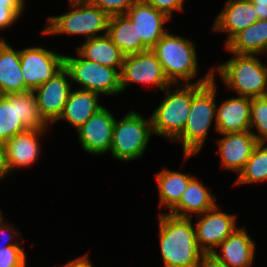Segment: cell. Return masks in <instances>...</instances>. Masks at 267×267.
I'll return each mask as SVG.
<instances>
[{"label": "cell", "instance_id": "33", "mask_svg": "<svg viewBox=\"0 0 267 267\" xmlns=\"http://www.w3.org/2000/svg\"><path fill=\"white\" fill-rule=\"evenodd\" d=\"M25 6H0V30L10 27L19 19Z\"/></svg>", "mask_w": 267, "mask_h": 267}, {"label": "cell", "instance_id": "28", "mask_svg": "<svg viewBox=\"0 0 267 267\" xmlns=\"http://www.w3.org/2000/svg\"><path fill=\"white\" fill-rule=\"evenodd\" d=\"M266 146V147H265ZM235 184H249L267 181V145L258 143L248 163L239 172Z\"/></svg>", "mask_w": 267, "mask_h": 267}, {"label": "cell", "instance_id": "20", "mask_svg": "<svg viewBox=\"0 0 267 267\" xmlns=\"http://www.w3.org/2000/svg\"><path fill=\"white\" fill-rule=\"evenodd\" d=\"M251 98H228L219 108L216 106L215 130L220 133L250 131Z\"/></svg>", "mask_w": 267, "mask_h": 267}, {"label": "cell", "instance_id": "36", "mask_svg": "<svg viewBox=\"0 0 267 267\" xmlns=\"http://www.w3.org/2000/svg\"><path fill=\"white\" fill-rule=\"evenodd\" d=\"M253 3L259 20L267 19V0H249Z\"/></svg>", "mask_w": 267, "mask_h": 267}, {"label": "cell", "instance_id": "14", "mask_svg": "<svg viewBox=\"0 0 267 267\" xmlns=\"http://www.w3.org/2000/svg\"><path fill=\"white\" fill-rule=\"evenodd\" d=\"M114 123L115 118L104 106L94 113L77 129L83 150L93 155L110 151Z\"/></svg>", "mask_w": 267, "mask_h": 267}, {"label": "cell", "instance_id": "11", "mask_svg": "<svg viewBox=\"0 0 267 267\" xmlns=\"http://www.w3.org/2000/svg\"><path fill=\"white\" fill-rule=\"evenodd\" d=\"M121 93L131 83H145L164 91L173 86L166 78L162 65L152 50L127 55L121 70Z\"/></svg>", "mask_w": 267, "mask_h": 267}, {"label": "cell", "instance_id": "17", "mask_svg": "<svg viewBox=\"0 0 267 267\" xmlns=\"http://www.w3.org/2000/svg\"><path fill=\"white\" fill-rule=\"evenodd\" d=\"M257 144L251 131L224 133L223 138L218 140L221 166L239 174Z\"/></svg>", "mask_w": 267, "mask_h": 267}, {"label": "cell", "instance_id": "15", "mask_svg": "<svg viewBox=\"0 0 267 267\" xmlns=\"http://www.w3.org/2000/svg\"><path fill=\"white\" fill-rule=\"evenodd\" d=\"M126 15L135 28L137 40H141L148 50H151L167 32L163 26L170 18L143 0L131 6Z\"/></svg>", "mask_w": 267, "mask_h": 267}, {"label": "cell", "instance_id": "30", "mask_svg": "<svg viewBox=\"0 0 267 267\" xmlns=\"http://www.w3.org/2000/svg\"><path fill=\"white\" fill-rule=\"evenodd\" d=\"M23 247L9 246L0 250V267H26V255Z\"/></svg>", "mask_w": 267, "mask_h": 267}, {"label": "cell", "instance_id": "1", "mask_svg": "<svg viewBox=\"0 0 267 267\" xmlns=\"http://www.w3.org/2000/svg\"><path fill=\"white\" fill-rule=\"evenodd\" d=\"M158 219L164 267H202L207 256L198 247L192 218L159 213Z\"/></svg>", "mask_w": 267, "mask_h": 267}, {"label": "cell", "instance_id": "12", "mask_svg": "<svg viewBox=\"0 0 267 267\" xmlns=\"http://www.w3.org/2000/svg\"><path fill=\"white\" fill-rule=\"evenodd\" d=\"M198 217V218H197ZM195 234L200 250L209 257L217 247L236 229V216L212 209L196 215Z\"/></svg>", "mask_w": 267, "mask_h": 267}, {"label": "cell", "instance_id": "3", "mask_svg": "<svg viewBox=\"0 0 267 267\" xmlns=\"http://www.w3.org/2000/svg\"><path fill=\"white\" fill-rule=\"evenodd\" d=\"M216 67L226 87L239 96L249 98L267 96V66L258 55L236 54Z\"/></svg>", "mask_w": 267, "mask_h": 267}, {"label": "cell", "instance_id": "4", "mask_svg": "<svg viewBox=\"0 0 267 267\" xmlns=\"http://www.w3.org/2000/svg\"><path fill=\"white\" fill-rule=\"evenodd\" d=\"M151 50L155 53L171 84L175 86L179 81L192 84L199 68L193 42L166 32Z\"/></svg>", "mask_w": 267, "mask_h": 267}, {"label": "cell", "instance_id": "34", "mask_svg": "<svg viewBox=\"0 0 267 267\" xmlns=\"http://www.w3.org/2000/svg\"><path fill=\"white\" fill-rule=\"evenodd\" d=\"M3 218L4 217H2V216L0 217V250H1V248H5V247H9V246H19L18 242H20V240L19 241L17 240L16 242L12 241L15 238V237H13L14 235H16L17 237L20 236V235H18V231H15V228L14 227L11 228L8 224L5 225L3 223ZM7 234H8V237H5ZM12 234H13V236H12ZM2 235H5L4 237L6 238V240Z\"/></svg>", "mask_w": 267, "mask_h": 267}, {"label": "cell", "instance_id": "9", "mask_svg": "<svg viewBox=\"0 0 267 267\" xmlns=\"http://www.w3.org/2000/svg\"><path fill=\"white\" fill-rule=\"evenodd\" d=\"M77 56L64 55V67L69 71L72 83L75 81L82 90L100 95L120 94L121 74L117 69L86 60L78 52Z\"/></svg>", "mask_w": 267, "mask_h": 267}, {"label": "cell", "instance_id": "13", "mask_svg": "<svg viewBox=\"0 0 267 267\" xmlns=\"http://www.w3.org/2000/svg\"><path fill=\"white\" fill-rule=\"evenodd\" d=\"M66 77L71 80L69 71L63 67L46 83L33 90L39 112L48 124L58 121L69 98L72 81Z\"/></svg>", "mask_w": 267, "mask_h": 267}, {"label": "cell", "instance_id": "32", "mask_svg": "<svg viewBox=\"0 0 267 267\" xmlns=\"http://www.w3.org/2000/svg\"><path fill=\"white\" fill-rule=\"evenodd\" d=\"M147 4L151 5L158 11L166 14L170 19L172 12L183 11V3L186 0H143Z\"/></svg>", "mask_w": 267, "mask_h": 267}, {"label": "cell", "instance_id": "24", "mask_svg": "<svg viewBox=\"0 0 267 267\" xmlns=\"http://www.w3.org/2000/svg\"><path fill=\"white\" fill-rule=\"evenodd\" d=\"M99 94L87 90H71L62 115L58 120L64 119L74 126L76 130L82 126L94 113L103 106L98 102Z\"/></svg>", "mask_w": 267, "mask_h": 267}, {"label": "cell", "instance_id": "8", "mask_svg": "<svg viewBox=\"0 0 267 267\" xmlns=\"http://www.w3.org/2000/svg\"><path fill=\"white\" fill-rule=\"evenodd\" d=\"M153 133L151 116L146 120L131 110L122 119H115L110 152L119 161L140 158Z\"/></svg>", "mask_w": 267, "mask_h": 267}, {"label": "cell", "instance_id": "35", "mask_svg": "<svg viewBox=\"0 0 267 267\" xmlns=\"http://www.w3.org/2000/svg\"><path fill=\"white\" fill-rule=\"evenodd\" d=\"M10 173L8 163H7V154L5 144L0 142V180L8 177Z\"/></svg>", "mask_w": 267, "mask_h": 267}, {"label": "cell", "instance_id": "5", "mask_svg": "<svg viewBox=\"0 0 267 267\" xmlns=\"http://www.w3.org/2000/svg\"><path fill=\"white\" fill-rule=\"evenodd\" d=\"M33 91L0 95V142L28 129L46 130Z\"/></svg>", "mask_w": 267, "mask_h": 267}, {"label": "cell", "instance_id": "23", "mask_svg": "<svg viewBox=\"0 0 267 267\" xmlns=\"http://www.w3.org/2000/svg\"><path fill=\"white\" fill-rule=\"evenodd\" d=\"M83 58L100 65L118 69L121 73L125 55L106 34L100 37L87 39L75 49Z\"/></svg>", "mask_w": 267, "mask_h": 267}, {"label": "cell", "instance_id": "40", "mask_svg": "<svg viewBox=\"0 0 267 267\" xmlns=\"http://www.w3.org/2000/svg\"><path fill=\"white\" fill-rule=\"evenodd\" d=\"M70 3H84V2H91L92 0H69Z\"/></svg>", "mask_w": 267, "mask_h": 267}, {"label": "cell", "instance_id": "31", "mask_svg": "<svg viewBox=\"0 0 267 267\" xmlns=\"http://www.w3.org/2000/svg\"><path fill=\"white\" fill-rule=\"evenodd\" d=\"M137 1L139 0H92L91 3L99 7L110 17L126 14Z\"/></svg>", "mask_w": 267, "mask_h": 267}, {"label": "cell", "instance_id": "22", "mask_svg": "<svg viewBox=\"0 0 267 267\" xmlns=\"http://www.w3.org/2000/svg\"><path fill=\"white\" fill-rule=\"evenodd\" d=\"M208 190L202 181H198L197 178L193 177L184 190L179 203L169 214L190 218L193 214L196 216L212 209L216 202L214 195H212V189Z\"/></svg>", "mask_w": 267, "mask_h": 267}, {"label": "cell", "instance_id": "2", "mask_svg": "<svg viewBox=\"0 0 267 267\" xmlns=\"http://www.w3.org/2000/svg\"><path fill=\"white\" fill-rule=\"evenodd\" d=\"M210 69L205 77L192 82V104L189 116L184 130L175 140L182 142L185 159L199 153L212 121L216 120L215 73L213 68Z\"/></svg>", "mask_w": 267, "mask_h": 267}, {"label": "cell", "instance_id": "26", "mask_svg": "<svg viewBox=\"0 0 267 267\" xmlns=\"http://www.w3.org/2000/svg\"><path fill=\"white\" fill-rule=\"evenodd\" d=\"M107 35L125 56L148 50L137 40L135 28L126 14L109 17Z\"/></svg>", "mask_w": 267, "mask_h": 267}, {"label": "cell", "instance_id": "6", "mask_svg": "<svg viewBox=\"0 0 267 267\" xmlns=\"http://www.w3.org/2000/svg\"><path fill=\"white\" fill-rule=\"evenodd\" d=\"M179 85V86H178ZM165 88L166 96L152 112V127L155 135L174 141L186 125L192 104V84H176ZM182 87V88H181ZM172 91V92H171Z\"/></svg>", "mask_w": 267, "mask_h": 267}, {"label": "cell", "instance_id": "7", "mask_svg": "<svg viewBox=\"0 0 267 267\" xmlns=\"http://www.w3.org/2000/svg\"><path fill=\"white\" fill-rule=\"evenodd\" d=\"M71 10L60 16H51L42 34L85 35L86 40L107 34L109 16L91 2L70 3ZM99 32H105L102 35ZM98 34V35H97Z\"/></svg>", "mask_w": 267, "mask_h": 267}, {"label": "cell", "instance_id": "38", "mask_svg": "<svg viewBox=\"0 0 267 267\" xmlns=\"http://www.w3.org/2000/svg\"><path fill=\"white\" fill-rule=\"evenodd\" d=\"M24 0H0V6H24Z\"/></svg>", "mask_w": 267, "mask_h": 267}, {"label": "cell", "instance_id": "27", "mask_svg": "<svg viewBox=\"0 0 267 267\" xmlns=\"http://www.w3.org/2000/svg\"><path fill=\"white\" fill-rule=\"evenodd\" d=\"M155 176L159 189V206H165L170 211L179 203L189 181L194 177L179 171L168 170L167 167Z\"/></svg>", "mask_w": 267, "mask_h": 267}, {"label": "cell", "instance_id": "18", "mask_svg": "<svg viewBox=\"0 0 267 267\" xmlns=\"http://www.w3.org/2000/svg\"><path fill=\"white\" fill-rule=\"evenodd\" d=\"M45 131L47 129H28L4 143L10 172L22 167L28 168L36 162L41 151L38 137L43 136Z\"/></svg>", "mask_w": 267, "mask_h": 267}, {"label": "cell", "instance_id": "19", "mask_svg": "<svg viewBox=\"0 0 267 267\" xmlns=\"http://www.w3.org/2000/svg\"><path fill=\"white\" fill-rule=\"evenodd\" d=\"M257 20L259 19L252 2L249 0H228L215 18L212 31L227 32L226 44L235 34Z\"/></svg>", "mask_w": 267, "mask_h": 267}, {"label": "cell", "instance_id": "16", "mask_svg": "<svg viewBox=\"0 0 267 267\" xmlns=\"http://www.w3.org/2000/svg\"><path fill=\"white\" fill-rule=\"evenodd\" d=\"M243 228H237L208 258L222 267H251L255 257V243ZM219 253V254H218Z\"/></svg>", "mask_w": 267, "mask_h": 267}, {"label": "cell", "instance_id": "29", "mask_svg": "<svg viewBox=\"0 0 267 267\" xmlns=\"http://www.w3.org/2000/svg\"><path fill=\"white\" fill-rule=\"evenodd\" d=\"M256 128L258 133L252 132ZM250 131L258 143L267 141V96L251 98Z\"/></svg>", "mask_w": 267, "mask_h": 267}, {"label": "cell", "instance_id": "21", "mask_svg": "<svg viewBox=\"0 0 267 267\" xmlns=\"http://www.w3.org/2000/svg\"><path fill=\"white\" fill-rule=\"evenodd\" d=\"M22 74L20 50L0 39V95L25 92Z\"/></svg>", "mask_w": 267, "mask_h": 267}, {"label": "cell", "instance_id": "39", "mask_svg": "<svg viewBox=\"0 0 267 267\" xmlns=\"http://www.w3.org/2000/svg\"><path fill=\"white\" fill-rule=\"evenodd\" d=\"M202 267H222L217 264H215L213 261H211L208 257L204 260V263Z\"/></svg>", "mask_w": 267, "mask_h": 267}, {"label": "cell", "instance_id": "10", "mask_svg": "<svg viewBox=\"0 0 267 267\" xmlns=\"http://www.w3.org/2000/svg\"><path fill=\"white\" fill-rule=\"evenodd\" d=\"M22 76L25 92L33 91L64 67V55L44 47L20 49Z\"/></svg>", "mask_w": 267, "mask_h": 267}, {"label": "cell", "instance_id": "25", "mask_svg": "<svg viewBox=\"0 0 267 267\" xmlns=\"http://www.w3.org/2000/svg\"><path fill=\"white\" fill-rule=\"evenodd\" d=\"M230 53L259 55L267 51V19L257 20L235 34L226 44Z\"/></svg>", "mask_w": 267, "mask_h": 267}, {"label": "cell", "instance_id": "37", "mask_svg": "<svg viewBox=\"0 0 267 267\" xmlns=\"http://www.w3.org/2000/svg\"><path fill=\"white\" fill-rule=\"evenodd\" d=\"M61 267H93L92 262L88 258V255L77 257L76 259L69 260Z\"/></svg>", "mask_w": 267, "mask_h": 267}]
</instances>
